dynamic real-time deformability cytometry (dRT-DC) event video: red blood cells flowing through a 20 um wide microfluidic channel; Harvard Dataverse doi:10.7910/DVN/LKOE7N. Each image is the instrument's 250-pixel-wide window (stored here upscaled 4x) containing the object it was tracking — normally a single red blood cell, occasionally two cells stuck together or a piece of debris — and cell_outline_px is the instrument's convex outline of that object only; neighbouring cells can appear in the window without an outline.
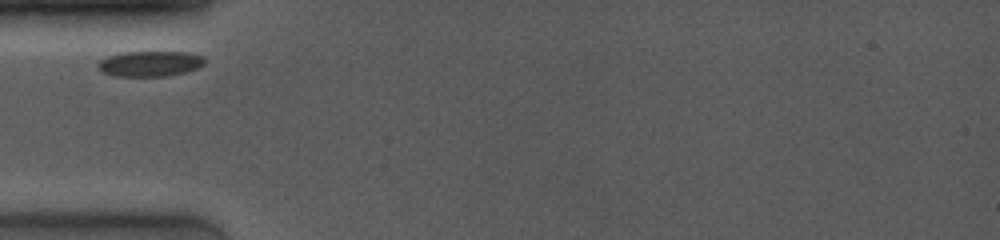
{"species": "common noctule bat (a hibernating species)", "species_latin": "Nyctalus noctula", "temperature_condition": "room temperature", "stored_images_in_passage": 16, "camera_frame_rate_fps": 4000, "um_per_image_px": 0.085, "animal": {"sex": "female", "body_mass_g": 19.0, "forearm_length_mm": 53.3}, "frame": {"image": 1, "passage_image": 1, "time_ms": 0.0, "image_size_px": [1000, 240], "cell_outline_px": [[204, 64], [196, 68], [184, 72], [168, 76], [116, 76], [104, 72], [96, 64], [100, 60], [108, 56], [120, 52], [192, 52], [204, 56]], "centroid_in_image_um": [12.77, 5.4], "position_along_channel_um": 72.2, "area_um2": 15.78}}
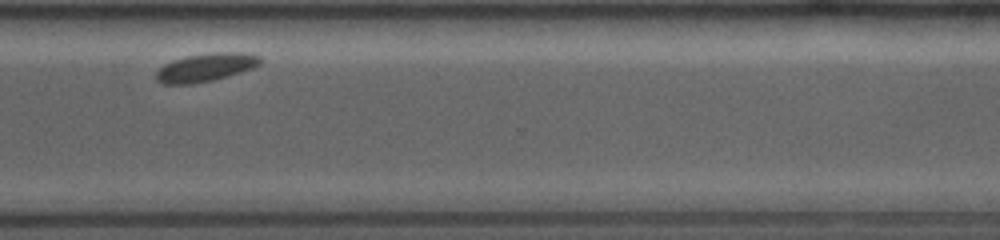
{"frame": {"image": 2, "passage_image": 14, "time_ms": 7.75, "image_size_px": [1000, 240], "cell_outline_px": [[264, 60], [260, 64], [252, 68], [228, 76], [212, 80], [192, 84], [164, 84], [156, 80], [156, 72], [164, 64], [172, 60], [184, 56], [212, 52], [248, 52], [260, 56]], "centroid_in_image_um": [17.51, 5.71], "position_along_channel_um": 353.1, "area_um2": 17.34}}
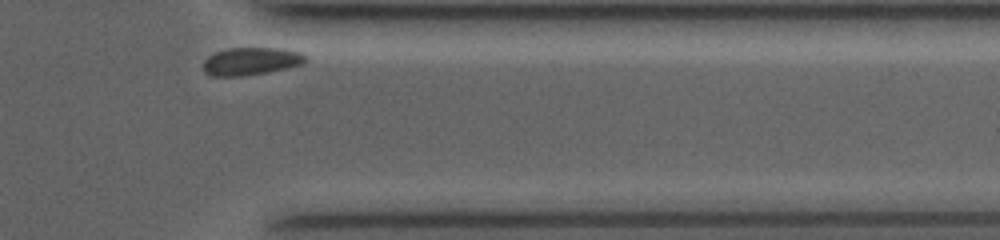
{"frame": {"image": 3, "passage_image": 16, "time_ms": 8.75, "image_size_px": [1000, 240], "cell_outline_px": [[308, 60], [304, 64], [288, 68], [268, 72], [240, 76], [212, 76], [204, 72], [204, 60], [208, 56], [216, 52], [228, 48], [276, 48], [300, 52], [308, 56]], "centroid_in_image_um": [21.37, 5.21], "position_along_channel_um": 390.0, "area_um2": 16.59}}